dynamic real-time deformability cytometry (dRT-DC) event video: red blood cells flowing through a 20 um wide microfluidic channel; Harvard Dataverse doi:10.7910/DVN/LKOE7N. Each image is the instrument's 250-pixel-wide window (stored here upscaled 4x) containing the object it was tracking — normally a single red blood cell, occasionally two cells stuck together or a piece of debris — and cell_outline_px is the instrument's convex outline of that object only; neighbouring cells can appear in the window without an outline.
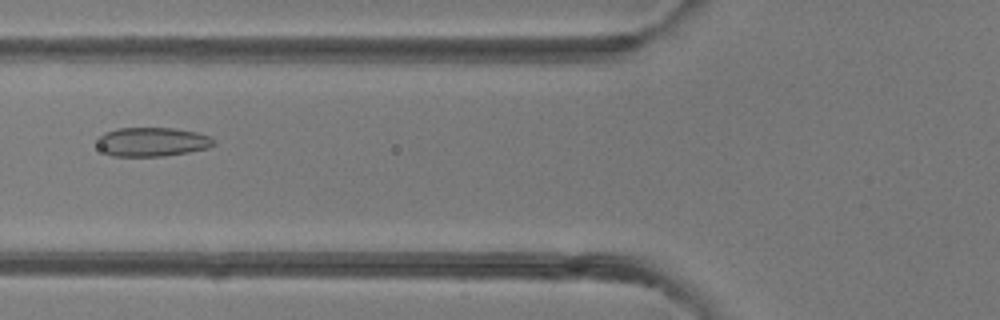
{"species": "common noctule bat (a hibernating species)", "species_latin": "Nyctalus noctula", "temperature_condition": "room temperature", "stored_images_in_passage": 49, "camera_frame_rate_fps": 3000, "um_per_image_px": 0.085, "animal": {"sex": "female"}, "frame": {"image": 1, "passage_image": 19, "time_ms": 6.0, "image_size_px": [1000, 320], "cell_outline_px": [[216, 144], [208, 148], [188, 152], [164, 156], [112, 156], [104, 152], [96, 144], [96, 136], [104, 132], [120, 128], [176, 128], [196, 132], [212, 136], [216, 140]], "centroid_in_image_um": [12.94, 12.05], "position_along_channel_um": 112.9, "area_um2": 20.06}}
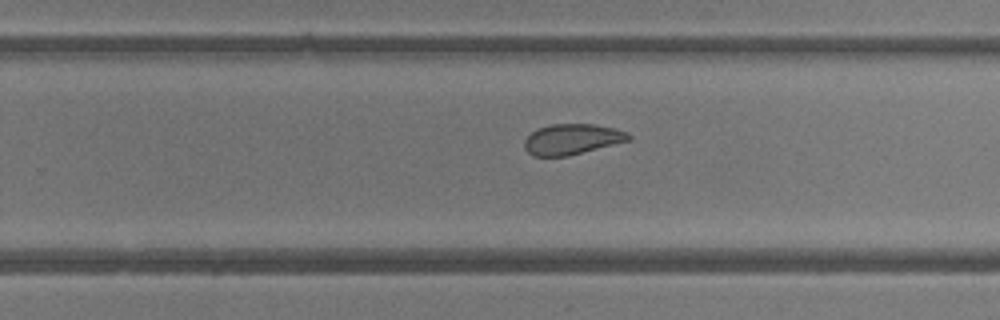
{"frame": {"image": 2, "passage_image": 31, "time_ms": 10.0, "image_size_px": [1000, 320], "cell_outline_px": [[632, 136], [628, 140], [568, 156], [532, 156], [524, 148], [524, 140], [536, 128], [552, 124], [596, 124], [616, 128], [628, 132]], "centroid_in_image_um": [48.6, 11.82], "position_along_channel_um": 281.2, "area_um2": 18.55}}
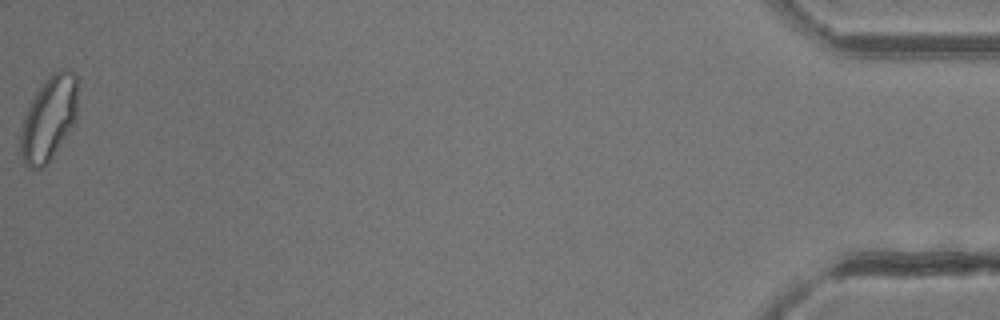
{"frame": {"image": 3, "passage_image": 49, "time_ms": 16.0, "image_size_px": [1000, 320], "cell_outline_px": [[76, 124], [48, 164], [44, 168], [28, 168], [20, 160], [20, 132], [24, 116], [36, 92], [44, 80], [52, 72], [60, 68], [64, 68], [76, 72]], "centroid_in_image_um": [4.15, 10.11], "position_along_channel_um": 431.0, "area_um2": 28.78}, "authors_computed_cell_mechanics": {"area_um2": 22.6576, "velocity_mm_per_s": 4.2066, "shape_relaxation_time_tau1_ms": 10.578, "shape_relaxation_time_tau2_ms": 1.1526, "deformation_change_tau1": 0.1663, "deformation_change_tau2": 0.0536}}